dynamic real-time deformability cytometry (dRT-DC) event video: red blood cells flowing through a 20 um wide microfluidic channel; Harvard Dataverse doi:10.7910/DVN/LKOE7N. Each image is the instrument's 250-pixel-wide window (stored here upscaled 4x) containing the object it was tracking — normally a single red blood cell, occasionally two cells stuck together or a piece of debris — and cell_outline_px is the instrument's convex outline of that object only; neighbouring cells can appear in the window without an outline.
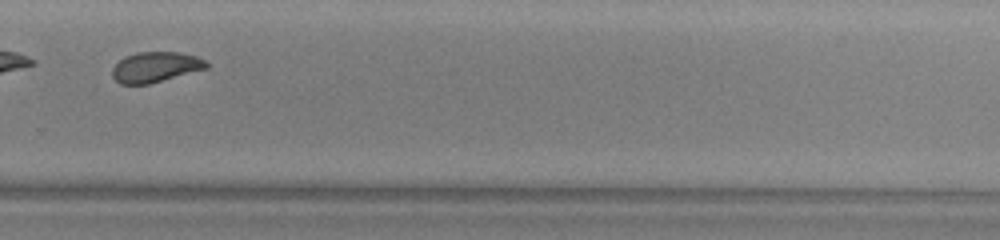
{"species": "common noctule bat (a hibernating species)", "species_latin": "Nyctalus noctula", "temperature_condition": "warm", "stored_images_in_passage": 35, "camera_frame_rate_fps": 3000, "um_per_image_px": 0.085, "animal": {"sex": "male", "body_mass_g": 13.0, "forearm_length_mm": 53.1}, "frame": {"image": 1, "passage_image": 30, "time_ms": 9.667, "image_size_px": [1000, 240], "cell_outline_px": [[208, 68], [148, 84], [120, 84], [112, 76], [112, 68], [124, 56], [136, 52], [180, 52], [196, 56], [204, 60], [208, 64]], "centroid_in_image_um": [13.2, 5.69], "position_along_channel_um": 316.6, "area_um2": 16.59}, "authors_computed_cell_mechanics": {"area_um2": 17.5712, "velocity_mm_per_s": 4.0158, "shape_relaxation_time_tau1_ms": 6.6814, "shape_relaxation_time_tau2_ms": 2.0075, "deformation_change_tau1": 0.1711, "deformation_change_tau2": 0.0793}}